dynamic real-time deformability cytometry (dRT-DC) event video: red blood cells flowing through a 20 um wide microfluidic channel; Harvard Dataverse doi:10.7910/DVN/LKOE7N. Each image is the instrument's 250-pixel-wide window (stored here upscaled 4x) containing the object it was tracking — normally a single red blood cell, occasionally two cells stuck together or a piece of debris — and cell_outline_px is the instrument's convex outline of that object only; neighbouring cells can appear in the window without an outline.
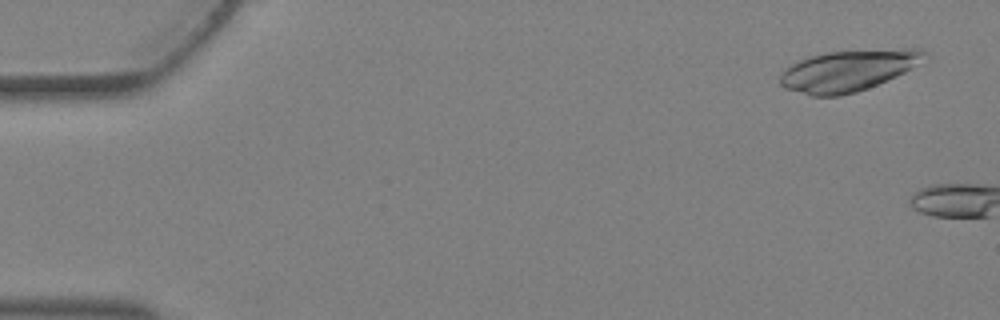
{"species": "Egyptian fruit bat (a non-hibernating species)", "species_latin": "Rousettus aegyptiacus", "temperature_condition": "warm", "stored_images_in_passage": 2, "camera_frame_rate_fps": 3000, "um_per_image_px": 0.085, "animal": {"sex": "female"}, "frame": {"image": 1, "passage_image": 1, "time_ms": 0.0, "image_size_px": [1000, 320], "cell_outline_px": [[932, 56], [904, 72], [896, 76], [856, 92], [840, 96], [812, 96], [784, 88], [780, 84], [780, 72], [792, 64], [808, 56], [828, 52], [904, 48], [920, 48], [928, 52]], "centroid_in_image_um": [72.13, 5.98], "position_along_channel_um": 12.9, "area_um2": 34.8}}